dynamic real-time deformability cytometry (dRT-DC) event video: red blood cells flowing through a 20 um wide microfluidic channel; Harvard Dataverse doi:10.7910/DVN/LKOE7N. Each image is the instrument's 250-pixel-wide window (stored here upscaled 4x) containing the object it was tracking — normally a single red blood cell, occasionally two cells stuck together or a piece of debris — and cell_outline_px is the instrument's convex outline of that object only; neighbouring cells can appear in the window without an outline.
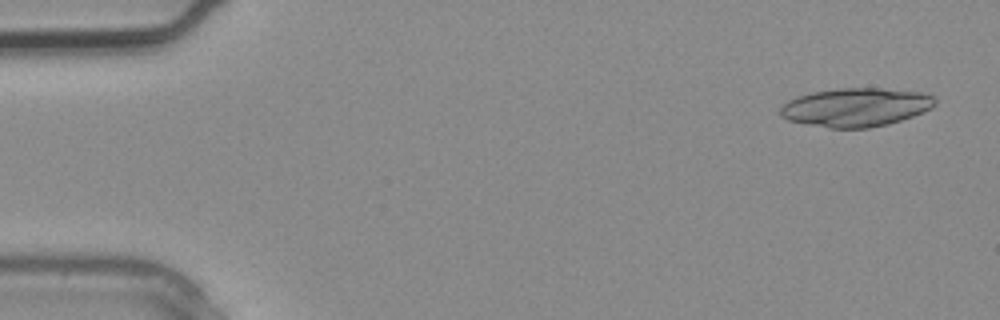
{"species": "common noctule bat (a hibernating species)", "species_latin": "Nyctalus noctula", "temperature_condition": "warm", "stored_images_in_passage": 3, "camera_frame_rate_fps": 3000, "um_per_image_px": 0.085, "animal": {"sex": "male", "body_mass_g": 20.4}, "frame": {"image": 1, "passage_image": 1, "time_ms": 0.0, "image_size_px": [1000, 320], "cell_outline_px": [[936, 104], [932, 108], [912, 116], [888, 124], [868, 128], [828, 128], [788, 120], [780, 116], [780, 108], [788, 100], [796, 96], [812, 92], [836, 88], [880, 88], [924, 92], [936, 96]], "centroid_in_image_um": [72.76, 9.11], "position_along_channel_um": 12.2, "area_um2": 35.03}}